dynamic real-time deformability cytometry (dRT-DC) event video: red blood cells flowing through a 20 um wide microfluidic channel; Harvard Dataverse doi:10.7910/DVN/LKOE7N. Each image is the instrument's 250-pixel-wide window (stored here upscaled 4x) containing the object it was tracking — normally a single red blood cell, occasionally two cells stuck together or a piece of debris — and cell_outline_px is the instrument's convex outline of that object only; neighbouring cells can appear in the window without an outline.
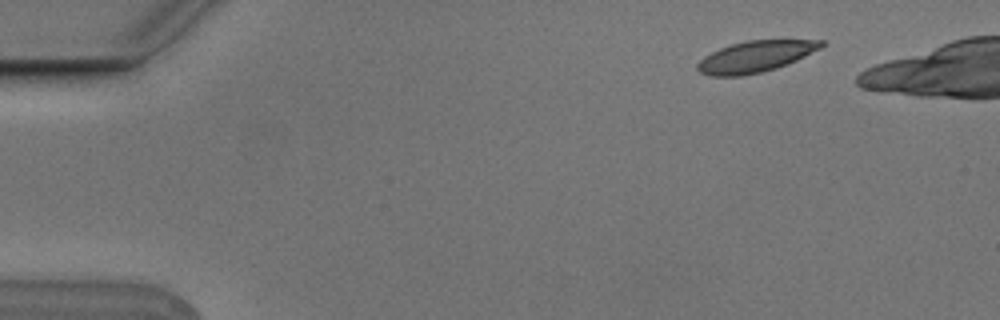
{"species": "Egyptian fruit bat (a non-hibernating species)", "species_latin": "Rousettus aegyptiacus", "temperature_condition": "cold", "stored_images_in_passage": 5, "camera_frame_rate_fps": 3000, "um_per_image_px": 0.085, "animal": {"sex": "male"}, "frame": {"image": 1, "passage_image": 2, "time_ms": 0.333, "image_size_px": [1000, 320], "cell_outline_px": [[824, 44], [820, 48], [796, 60], [776, 68], [744, 76], [708, 76], [700, 72], [696, 68], [696, 64], [704, 56], [720, 48], [732, 44], [748, 40], [824, 40]], "centroid_in_image_um": [64.16, 4.81], "position_along_channel_um": 20.8, "area_um2": 22.37}}